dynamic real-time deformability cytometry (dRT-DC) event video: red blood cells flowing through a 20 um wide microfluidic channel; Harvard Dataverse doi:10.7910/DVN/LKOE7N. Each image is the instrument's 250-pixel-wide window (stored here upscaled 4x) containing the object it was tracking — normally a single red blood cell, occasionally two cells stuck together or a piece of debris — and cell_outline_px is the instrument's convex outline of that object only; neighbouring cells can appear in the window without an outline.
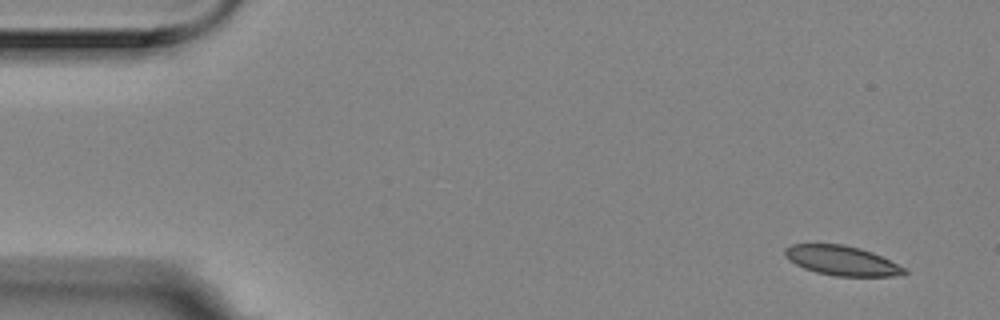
{"species": "Egyptian fruit bat (a non-hibernating species)", "species_latin": "Rousettus aegyptiacus", "temperature_condition": "room temperature", "stored_images_in_passage": 3, "camera_frame_rate_fps": 3000, "um_per_image_px": 0.085, "animal": {"sex": "female"}, "frame": {"image": 1, "passage_image": 1, "time_ms": 0.0, "image_size_px": [1000, 320], "cell_outline_px": [[908, 272], [892, 276], [836, 276], [816, 272], [804, 268], [796, 264], [784, 252], [784, 248], [792, 244], [844, 244], [860, 248], [872, 252], [904, 268]], "centroid_in_image_um": [71.54, 22.14], "position_along_channel_um": 13.5, "area_um2": 20.17}}